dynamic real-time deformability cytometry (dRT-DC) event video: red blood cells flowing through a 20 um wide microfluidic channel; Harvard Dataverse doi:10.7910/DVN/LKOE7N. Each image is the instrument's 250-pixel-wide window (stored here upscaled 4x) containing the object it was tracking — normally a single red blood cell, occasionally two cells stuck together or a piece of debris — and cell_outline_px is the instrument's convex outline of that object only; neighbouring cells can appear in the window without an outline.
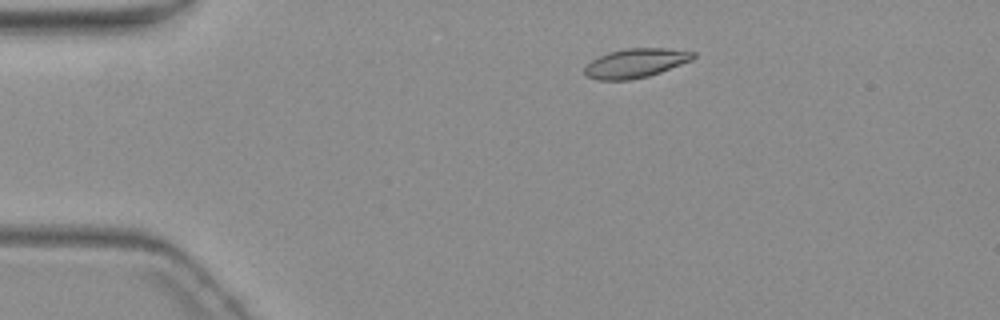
{"species": "common noctule bat (a hibernating species)", "species_latin": "Nyctalus noctula", "temperature_condition": "warm", "stored_images_in_passage": 2, "camera_frame_rate_fps": 3000, "um_per_image_px": 0.085, "animal": {"sex": "female", "body_mass_g": 19.3, "forearm_length_mm": 54.1}, "frame": {"image": 1, "passage_image": 1, "time_ms": 0.0, "image_size_px": [1000, 320], "cell_outline_px": [[696, 56], [692, 60], [660, 72], [648, 76], [628, 80], [596, 80], [584, 76], [584, 68], [592, 60], [608, 52], [624, 48], [664, 48], [696, 52]], "centroid_in_image_um": [54.01, 5.37], "position_along_channel_um": 31.0, "area_um2": 18.5}}